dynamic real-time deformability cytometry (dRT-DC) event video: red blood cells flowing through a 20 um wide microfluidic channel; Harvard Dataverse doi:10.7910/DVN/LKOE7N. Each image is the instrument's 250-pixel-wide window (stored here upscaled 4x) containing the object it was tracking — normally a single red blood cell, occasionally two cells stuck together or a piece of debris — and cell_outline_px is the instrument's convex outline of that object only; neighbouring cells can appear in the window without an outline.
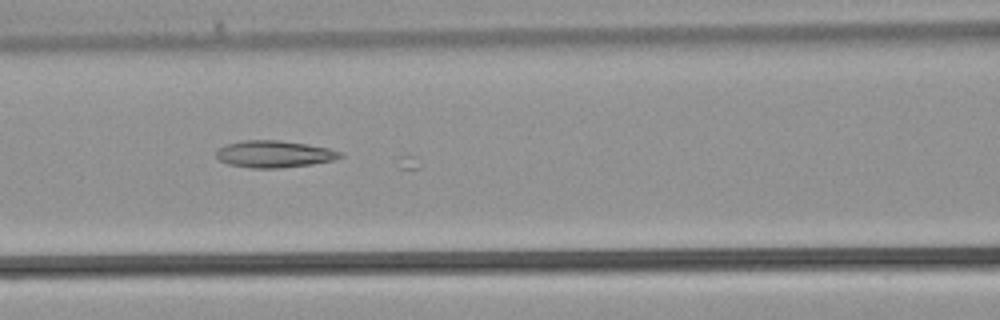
{"species": "common noctule bat (a hibernating species)", "species_latin": "Nyctalus noctula", "temperature_condition": "warm", "stored_images_in_passage": 40, "camera_frame_rate_fps": 3000, "um_per_image_px": 0.085, "animal": {"sex": "male", "body_mass_g": 21.5, "forearm_length_mm": 52.0}, "frame": {"image": 1, "passage_image": 16, "time_ms": 5.0, "image_size_px": [1000, 320], "cell_outline_px": [[344, 156], [332, 160], [312, 164], [280, 168], [252, 168], [228, 164], [220, 160], [216, 156], [216, 152], [220, 148], [228, 144], [244, 140], [276, 140], [308, 144], [328, 148], [344, 152]], "centroid_in_image_um": [23.34, 13.09], "position_along_channel_um": 143.3, "area_um2": 19.36}}
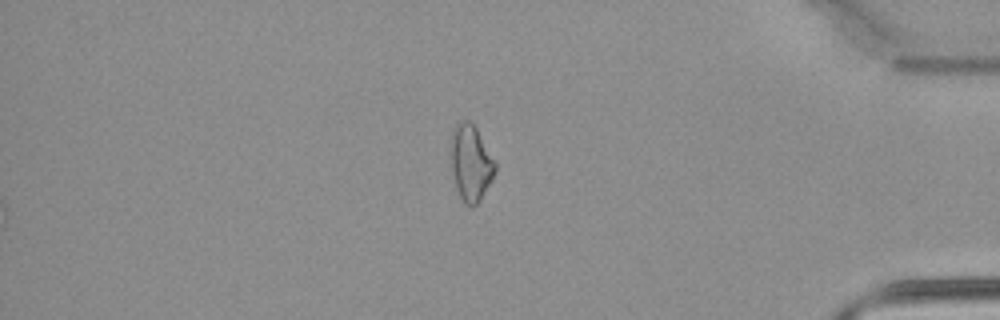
{"frame": {"image": 2, "passage_image": 40, "time_ms": 13.0, "image_size_px": [1000, 320], "cell_outline_px": [[496, 172], [492, 180], [480, 200], [472, 208], [464, 204], [456, 188], [452, 172], [452, 128], [460, 120], [468, 120], [476, 128], [496, 164]], "centroid_in_image_um": [40.02, 13.87], "position_along_channel_um": 395.2, "area_um2": 19.42}}